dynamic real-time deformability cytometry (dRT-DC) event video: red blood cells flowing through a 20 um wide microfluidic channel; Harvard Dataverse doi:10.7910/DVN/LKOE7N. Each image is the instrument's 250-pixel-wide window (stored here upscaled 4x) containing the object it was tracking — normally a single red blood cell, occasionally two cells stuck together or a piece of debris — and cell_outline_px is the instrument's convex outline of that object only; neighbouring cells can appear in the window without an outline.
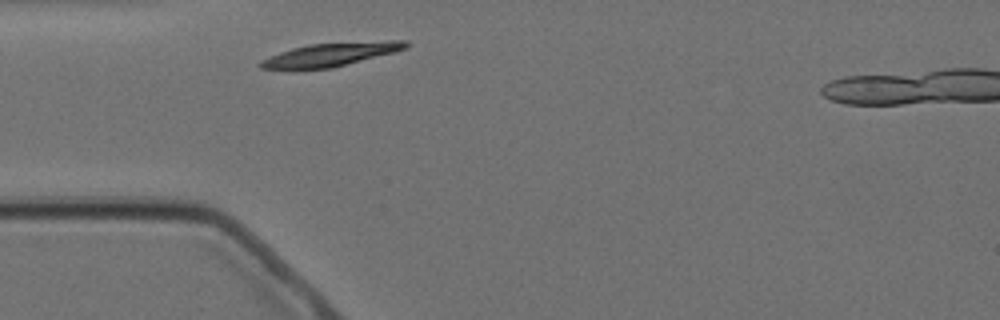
{"species": "Egyptian fruit bat (a non-hibernating species)", "species_latin": "Rousettus aegyptiacus", "temperature_condition": "cold", "stored_images_in_passage": 1, "camera_frame_rate_fps": 3000, "um_per_image_px": 0.085, "animal": {"sex": "female"}, "frame": {"image": 1, "passage_image": 1, "time_ms": 0.0, "image_size_px": [1000, 320], "cell_outline_px": [[412, 44], [408, 48], [332, 68], [260, 68], [256, 64], [260, 60], [280, 52], [292, 48], [308, 44], [384, 40], [408, 40]], "centroid_in_image_um": [28.17, 4.6], "position_along_channel_um": 56.8, "area_um2": 19.71}}